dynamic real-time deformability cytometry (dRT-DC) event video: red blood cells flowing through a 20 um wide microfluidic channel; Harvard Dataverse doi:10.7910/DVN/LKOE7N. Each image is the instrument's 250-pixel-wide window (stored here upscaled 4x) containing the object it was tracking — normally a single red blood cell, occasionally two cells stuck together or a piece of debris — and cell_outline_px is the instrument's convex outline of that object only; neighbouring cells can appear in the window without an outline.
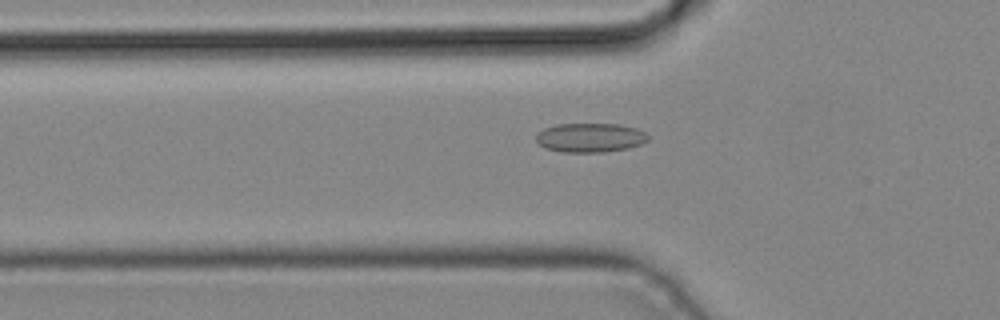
{"species": "common noctule bat (a hibernating species)", "species_latin": "Nyctalus noctula", "temperature_condition": "cold", "stored_images_in_passage": 27, "camera_frame_rate_fps": 3000, "um_per_image_px": 0.085, "animal": {"sex": "male", "body_mass_g": 19.2, "forearm_length_mm": 51.8}, "frame": {"image": 1, "passage_image": 3, "time_ms": 0.667, "image_size_px": [1000, 320], "cell_outline_px": [[648, 140], [640, 144], [628, 148], [604, 152], [560, 152], [544, 148], [536, 140], [536, 132], [544, 128], [556, 124], [620, 124], [636, 128], [644, 132], [648, 136]], "centroid_in_image_um": [50.13, 11.7], "position_along_channel_um": 75.7, "area_um2": 19.13}}
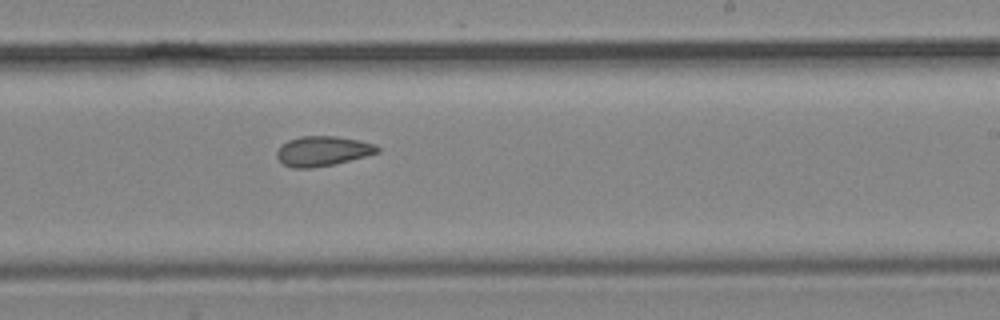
{"frame": {"image": 2, "passage_image": 15, "time_ms": 4.667, "image_size_px": [1000, 320], "cell_outline_px": [[380, 152], [332, 164], [312, 168], [292, 168], [284, 164], [276, 156], [276, 152], [280, 144], [288, 140], [300, 136], [336, 136], [360, 140], [376, 144], [380, 148]], "centroid_in_image_um": [27.41, 12.82], "position_along_channel_um": 261.6, "area_um2": 17.51}}
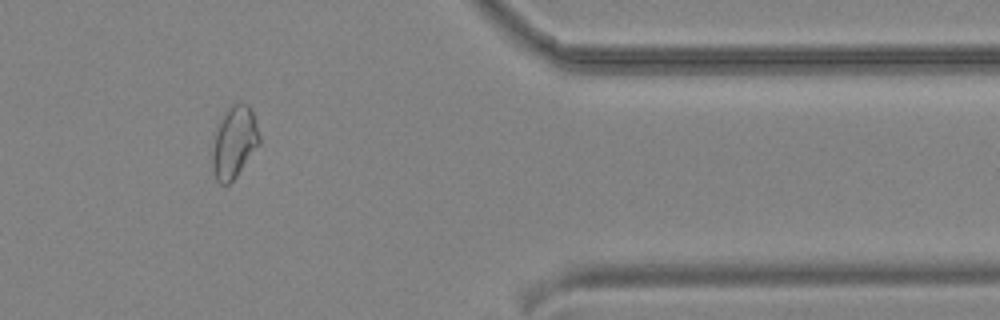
{"frame": {"image": 3, "passage_image": 25, "time_ms": 8.0, "image_size_px": [1000, 320], "cell_outline_px": [[260, 144], [236, 176], [228, 184], [220, 184], [216, 180], [212, 164], [212, 156], [216, 132], [220, 116], [232, 104], [240, 100], [248, 104], [252, 108], [260, 136]], "centroid_in_image_um": [19.93, 12.02], "position_along_channel_um": 391.5, "area_um2": 19.83}}